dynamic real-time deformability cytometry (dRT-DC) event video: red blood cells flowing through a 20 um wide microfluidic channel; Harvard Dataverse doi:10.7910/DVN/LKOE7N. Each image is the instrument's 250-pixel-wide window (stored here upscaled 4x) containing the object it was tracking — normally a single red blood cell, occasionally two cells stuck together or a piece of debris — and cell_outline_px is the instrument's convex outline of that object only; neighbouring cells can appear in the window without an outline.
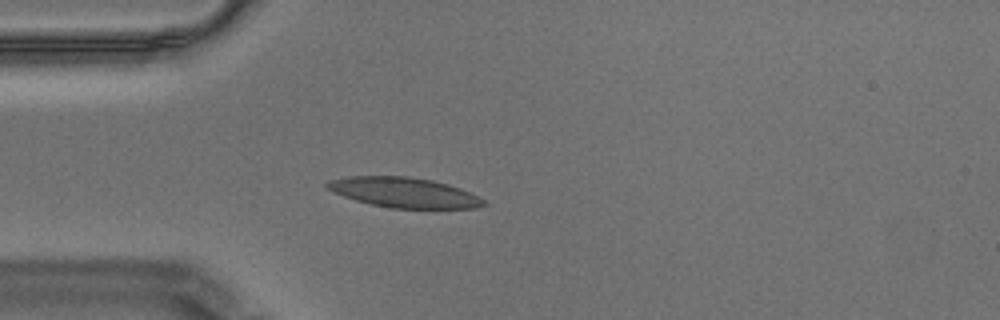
{"species": "Egyptian fruit bat (a non-hibernating species)", "species_latin": "Rousettus aegyptiacus", "temperature_condition": "warm", "stored_images_in_passage": 55, "camera_frame_rate_fps": 3000, "um_per_image_px": 0.085, "animal": {"sex": "male"}, "frame": {"image": 1, "passage_image": 14, "time_ms": 4.333, "image_size_px": [1000, 320], "cell_outline_px": [[488, 204], [476, 208], [392, 208], [372, 204], [356, 200], [332, 192], [324, 188], [324, 184], [328, 180], [344, 176], [408, 176], [432, 180], [448, 184], [460, 188], [484, 200]], "centroid_in_image_um": [34.28, 16.35], "position_along_channel_um": 50.7, "area_um2": 27.46}}
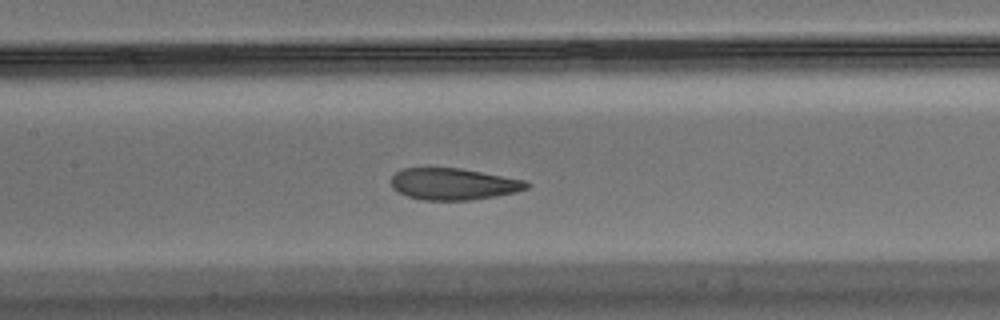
{"frame": {"image": 2, "passage_image": 25, "time_ms": 8.0, "image_size_px": [1000, 320], "cell_outline_px": [[532, 184], [528, 188], [516, 192], [496, 196], [472, 200], [420, 200], [408, 196], [392, 188], [392, 176], [400, 168], [460, 168], [528, 180]], "centroid_in_image_um": [38.59, 15.64], "position_along_channel_um": 168.8, "area_um2": 25.2}}
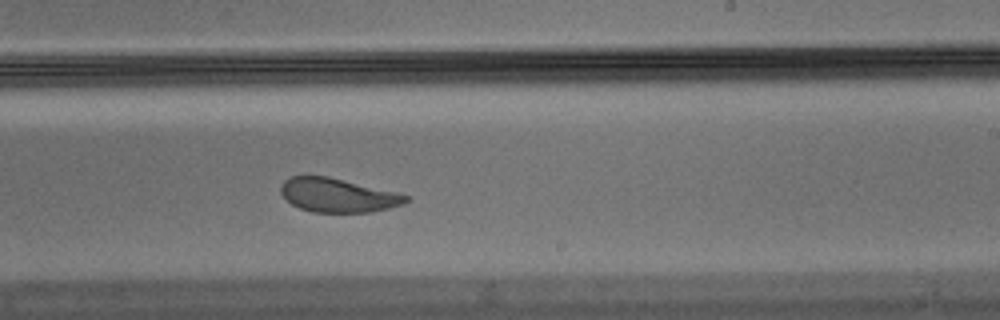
{"frame": {"image": 3, "passage_image": 33, "time_ms": 10.667, "image_size_px": [1000, 320], "cell_outline_px": [[412, 200], [404, 204], [372, 212], [312, 212], [300, 208], [292, 204], [280, 192], [280, 188], [284, 180], [292, 176], [328, 176], [396, 192], [408, 196]], "centroid_in_image_um": [28.74, 16.6], "position_along_channel_um": 260.3, "area_um2": 24.62}, "authors_computed_cell_mechanics": {"area_um2": 26.588, "velocity_mm_per_s": 3.4405, "shape_relaxation_time_tau1_ms": 9.8322, "shape_relaxation_time_tau2_ms": 1.6745, "deformation_change_tau1": 0.2199, "deformation_change_tau2": 0.0809}}